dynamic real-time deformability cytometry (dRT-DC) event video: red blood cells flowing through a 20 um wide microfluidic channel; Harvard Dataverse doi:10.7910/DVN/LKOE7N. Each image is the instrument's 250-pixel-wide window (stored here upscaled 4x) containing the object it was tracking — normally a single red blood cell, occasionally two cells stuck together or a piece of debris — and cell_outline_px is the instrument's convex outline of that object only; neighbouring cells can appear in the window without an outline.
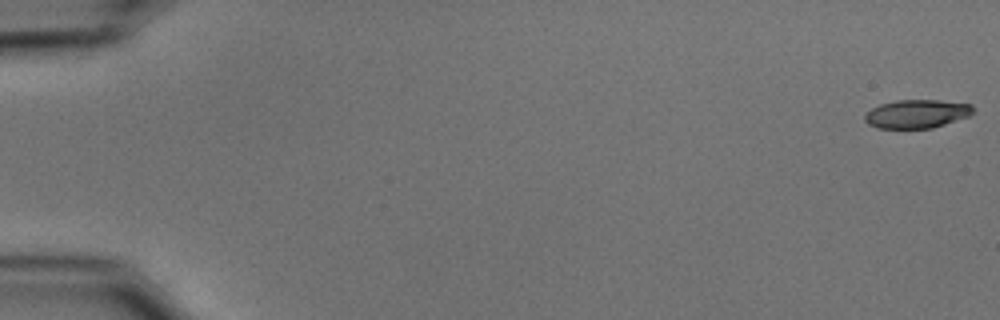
{"species": "common noctule bat (a hibernating species)", "species_latin": "Nyctalus noctula", "temperature_condition": "cold", "stored_images_in_passage": 55, "camera_frame_rate_fps": 3000, "um_per_image_px": 0.085, "animal": {"sex": "male", "body_mass_g": 15.6}, "frame": {"image": 1, "passage_image": 1, "time_ms": 0.0, "image_size_px": [1000, 320], "cell_outline_px": [[972, 112], [968, 116], [932, 128], [876, 128], [868, 124], [864, 120], [864, 116], [872, 108], [880, 104], [896, 100], [940, 100], [972, 104]], "centroid_in_image_um": [77.89, 9.67], "position_along_channel_um": 7.1, "area_um2": 17.86}}
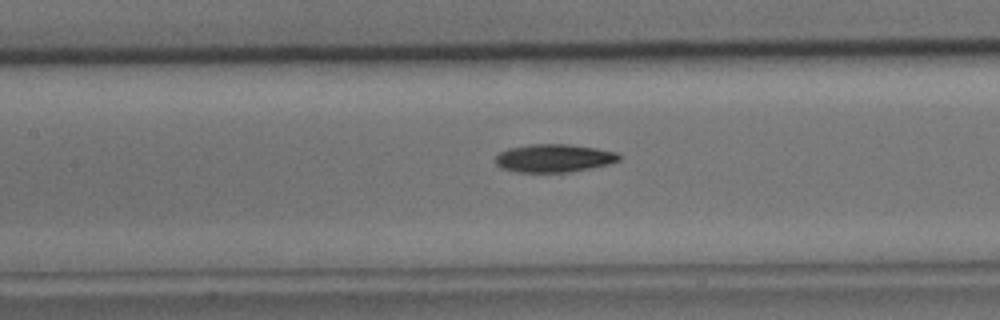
{"frame": {"image": 2, "passage_image": 26, "time_ms": 8.333, "image_size_px": [1000, 320], "cell_outline_px": [[620, 160], [608, 164], [592, 168], [568, 172], [516, 172], [500, 168], [496, 164], [496, 156], [500, 152], [508, 148], [528, 144], [568, 144], [596, 148], [616, 152], [620, 156]], "centroid_in_image_um": [47.06, 13.44], "position_along_channel_um": 160.3, "area_um2": 20.29}}
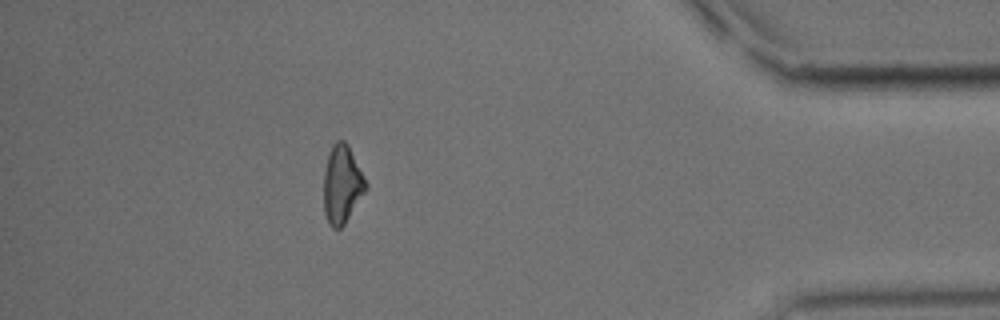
{"frame": {"image": 3, "passage_image": 49, "time_ms": 16.0, "image_size_px": [1000, 320], "cell_outline_px": [[368, 188], [344, 224], [340, 228], [332, 228], [328, 224], [324, 212], [324, 172], [328, 152], [332, 144], [336, 140], [344, 140], [348, 144], [368, 184]], "centroid_in_image_um": [29.07, 15.65], "position_along_channel_um": 406.1, "area_um2": 19.31}, "authors_computed_cell_mechanics": {"area_um2": 19.5364, "velocity_mm_per_s": 3.7397, "shape_relaxation_time_tau1_ms": 3.7525, "shape_relaxation_time_tau2_ms": 11.2009, "deformation_change_tau1": 0.1339, "deformation_change_tau2": 0.2416}}